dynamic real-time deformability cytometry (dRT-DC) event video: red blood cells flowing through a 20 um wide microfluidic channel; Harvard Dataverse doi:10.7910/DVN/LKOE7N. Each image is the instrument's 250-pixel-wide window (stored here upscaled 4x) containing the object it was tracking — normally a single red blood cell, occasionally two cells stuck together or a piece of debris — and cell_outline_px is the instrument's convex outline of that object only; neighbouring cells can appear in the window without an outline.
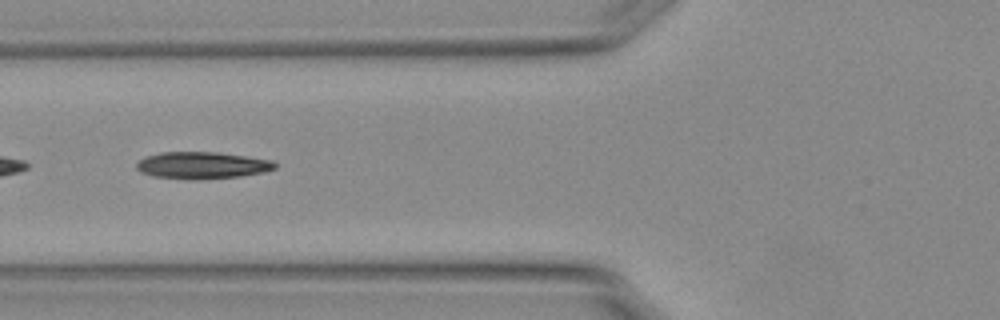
{"species": "Egyptian fruit bat (a non-hibernating species)", "species_latin": "Rousettus aegyptiacus", "temperature_condition": "warm", "stored_images_in_passage": 42, "camera_frame_rate_fps": 3000, "um_per_image_px": 0.085, "animal": {"sex": "female"}, "frame": {"image": 1, "passage_image": 8, "time_ms": 2.333, "image_size_px": [1000, 320], "cell_outline_px": [[276, 168], [264, 172], [240, 176], [196, 180], [152, 176], [140, 172], [136, 168], [136, 164], [144, 156], [160, 152], [216, 152], [272, 160], [276, 164]], "centroid_in_image_um": [17.14, 14.05], "position_along_channel_um": 108.7, "area_um2": 21.73}}
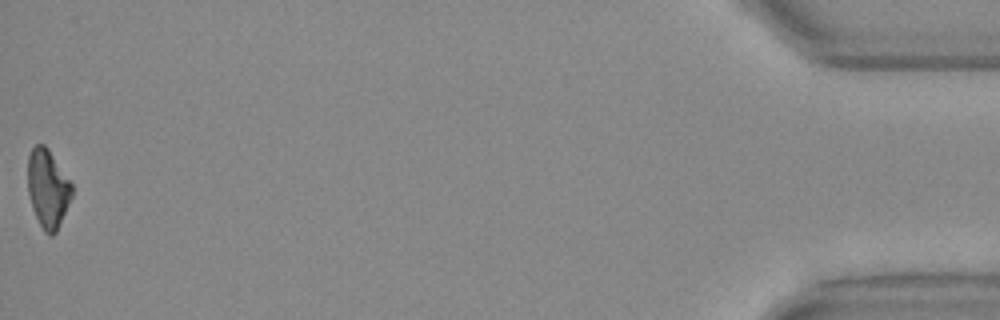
{"frame": {"image": 2, "passage_image": 41, "time_ms": 13.333, "image_size_px": [1000, 320], "cell_outline_px": [[72, 196], [56, 232], [52, 236], [48, 236], [44, 232], [32, 208], [28, 192], [28, 156], [32, 148], [36, 144], [44, 144], [48, 148], [72, 184]], "centroid_in_image_um": [4.05, 16.03], "position_along_channel_um": 431.1, "area_um2": 20.0}}